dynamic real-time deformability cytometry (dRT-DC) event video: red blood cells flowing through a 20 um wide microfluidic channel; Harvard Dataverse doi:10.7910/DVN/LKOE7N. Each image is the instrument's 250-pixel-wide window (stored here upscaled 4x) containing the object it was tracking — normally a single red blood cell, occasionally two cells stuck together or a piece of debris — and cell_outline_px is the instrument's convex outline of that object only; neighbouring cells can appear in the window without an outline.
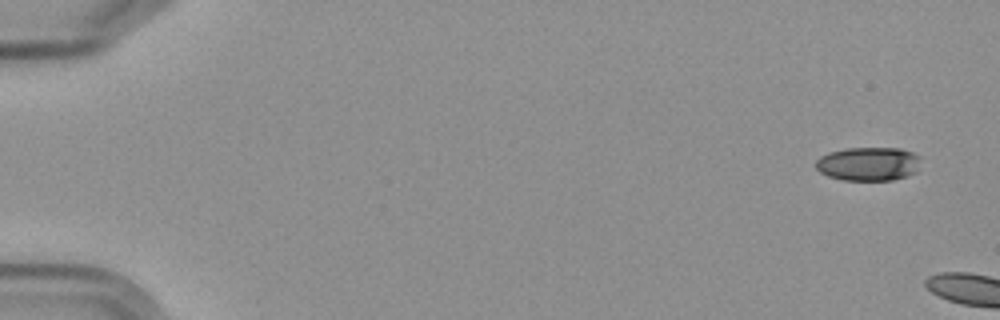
{"species": "Egyptian fruit bat (a non-hibernating species)", "species_latin": "Rousettus aegyptiacus", "temperature_condition": "cold", "stored_images_in_passage": 4, "camera_frame_rate_fps": 3000, "um_per_image_px": 0.085, "frame": {"image": 1, "passage_image": 1, "time_ms": 0.0, "image_size_px": [1000, 320], "cell_outline_px": [[920, 156], [916, 172], [908, 176], [892, 180], [844, 180], [828, 176], [820, 172], [816, 168], [816, 160], [820, 156], [828, 152], [848, 148], [900, 148], [912, 152]], "centroid_in_image_um": [73.81, 13.93], "position_along_channel_um": 11.2, "area_um2": 20.69}}